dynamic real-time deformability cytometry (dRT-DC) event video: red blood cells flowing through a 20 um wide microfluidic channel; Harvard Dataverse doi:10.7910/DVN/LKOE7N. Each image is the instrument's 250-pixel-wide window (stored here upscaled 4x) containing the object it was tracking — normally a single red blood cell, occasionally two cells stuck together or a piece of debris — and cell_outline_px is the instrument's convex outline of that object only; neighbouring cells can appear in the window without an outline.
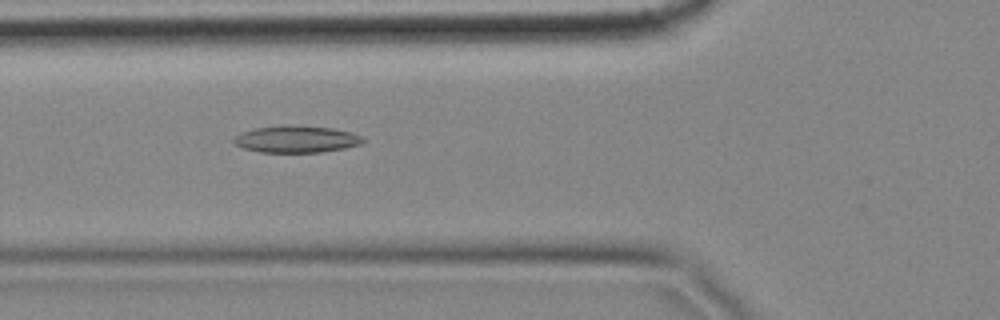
{"species": "common noctule bat (a hibernating species)", "species_latin": "Nyctalus noctula", "temperature_condition": "cold", "stored_images_in_passage": 6, "camera_frame_rate_fps": 3000, "um_per_image_px": 0.085, "animal": {"sex": "female", "body_mass_g": 18.4}, "frame": {"image": 1, "passage_image": 6, "time_ms": 1.667, "image_size_px": [1000, 320], "cell_outline_px": [[368, 140], [360, 144], [344, 148], [320, 152], [260, 152], [244, 148], [236, 144], [232, 140], [240, 132], [252, 128], [280, 124], [288, 124], [332, 128], [352, 132]], "centroid_in_image_um": [25.17, 11.8], "position_along_channel_um": 100.6, "area_um2": 20.52}}